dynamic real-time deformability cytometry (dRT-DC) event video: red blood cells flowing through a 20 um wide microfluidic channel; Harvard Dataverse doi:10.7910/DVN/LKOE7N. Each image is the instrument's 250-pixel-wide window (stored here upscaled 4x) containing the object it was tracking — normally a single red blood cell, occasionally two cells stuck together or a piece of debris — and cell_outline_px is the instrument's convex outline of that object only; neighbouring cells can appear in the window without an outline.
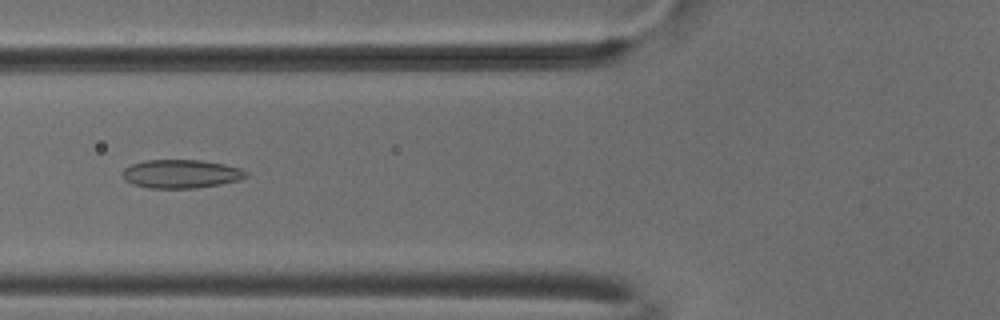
{"species": "common noctule bat (a hibernating species)", "species_latin": "Nyctalus noctula", "temperature_condition": "cold", "stored_images_in_passage": 6, "camera_frame_rate_fps": 3000, "um_per_image_px": 0.085, "animal": {"sex": "male", "body_mass_g": 18.8}, "frame": {"image": 1, "passage_image": 6, "time_ms": 1.667, "image_size_px": [1000, 320], "cell_outline_px": [[248, 176], [240, 180], [220, 184], [196, 188], [152, 188], [132, 184], [124, 180], [120, 172], [124, 168], [132, 164], [144, 160], [200, 160], [224, 164], [240, 168], [248, 172]], "centroid_in_image_um": [15.37, 14.78], "position_along_channel_um": 110.4, "area_um2": 20.69}}